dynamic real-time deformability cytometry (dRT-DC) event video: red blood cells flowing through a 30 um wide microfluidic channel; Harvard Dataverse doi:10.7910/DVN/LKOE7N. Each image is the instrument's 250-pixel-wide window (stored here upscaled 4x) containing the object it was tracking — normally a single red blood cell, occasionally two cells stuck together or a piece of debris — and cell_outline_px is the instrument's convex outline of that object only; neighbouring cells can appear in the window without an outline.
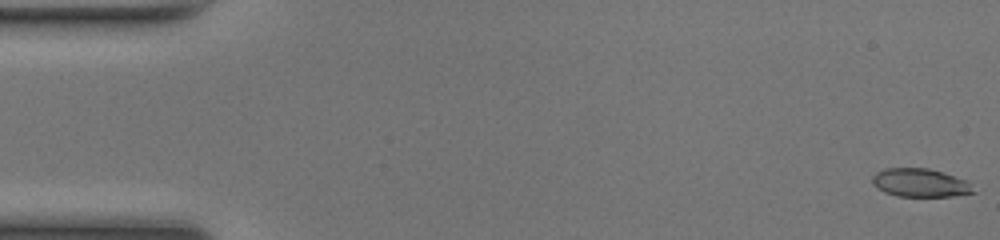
{"species": "common noctule bat (a hibernating species)", "species_latin": "Nyctalus noctula", "temperature_condition": "room temperature", "stored_images_in_passage": 49, "camera_frame_rate_fps": 3000, "um_per_image_px": 0.085, "animal": {"sex": "female", "body_mass_g": 17.0, "forearm_length_mm": 48.0}, "frame": {"image": 1, "passage_image": 1, "time_ms": 0.0, "image_size_px": [1000, 240], "cell_outline_px": [[976, 192], [952, 196], [896, 196], [884, 192], [872, 184], [872, 176], [876, 172], [884, 168], [928, 168], [968, 180]], "centroid_in_image_um": [78.21, 15.53], "position_along_channel_um": 6.8, "area_um2": 16.76}}
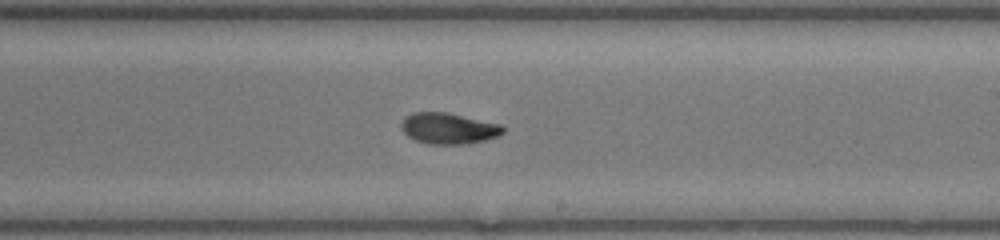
{"frame": {"image": 2, "passage_image": 29, "time_ms": 9.333, "image_size_px": [1000, 240], "cell_outline_px": [[504, 132], [496, 136], [484, 140], [464, 144], [428, 144], [416, 140], [408, 136], [400, 128], [400, 124], [404, 116], [412, 112], [444, 112], [500, 124], [504, 128]], "centroid_in_image_um": [38.06, 10.91], "position_along_channel_um": 250.9, "area_um2": 18.26}}
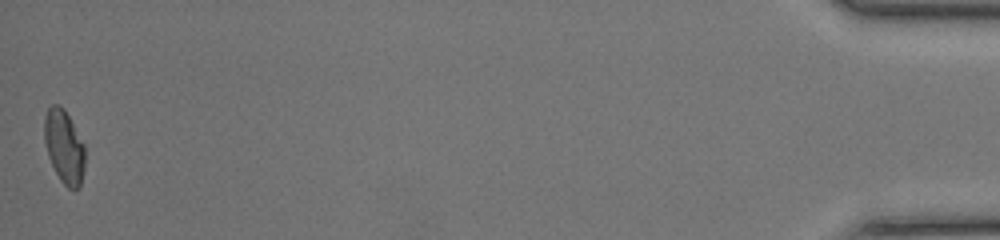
{"frame": {"image": 3, "passage_image": 49, "time_ms": 16.0, "image_size_px": [1000, 240], "cell_outline_px": [[84, 168], [80, 188], [68, 188], [60, 180], [48, 156], [44, 140], [44, 116], [48, 108], [52, 104], [60, 104], [64, 108], [84, 144]], "centroid_in_image_um": [5.44, 12.44], "position_along_channel_um": 429.8, "area_um2": 17.34}, "authors_computed_cell_mechanics": {"area_um2": 18.1492, "velocity_mm_per_s": 4.2489, "shape_relaxation_time_tau1_ms": 3.9877, "shape_relaxation_time_tau2_ms": 2.0745, "deformation_change_tau1": 0.1806, "deformation_change_tau2": 0.0608}}